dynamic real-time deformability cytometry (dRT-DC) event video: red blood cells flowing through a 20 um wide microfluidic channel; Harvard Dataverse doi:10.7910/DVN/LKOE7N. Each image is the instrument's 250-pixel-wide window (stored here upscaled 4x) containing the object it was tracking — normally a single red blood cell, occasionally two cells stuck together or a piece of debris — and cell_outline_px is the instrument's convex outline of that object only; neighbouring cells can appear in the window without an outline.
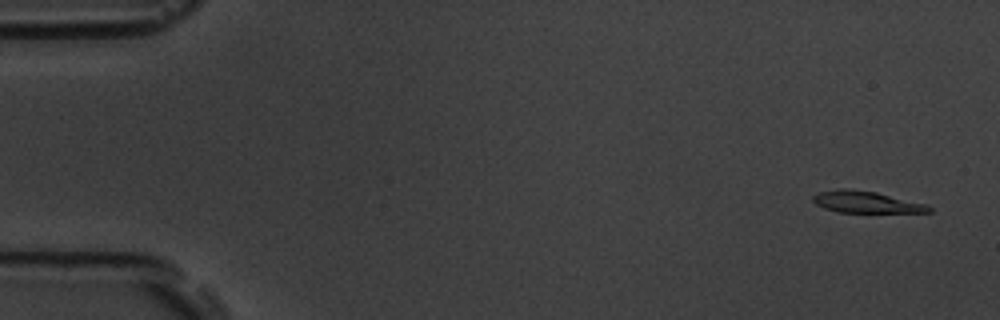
{"species": "common noctule bat (a hibernating species)", "species_latin": "Nyctalus noctula", "temperature_condition": "room temperature", "stored_images_in_passage": 9, "camera_frame_rate_fps": 3000, "um_per_image_px": 0.085, "animal": {"sex": "male", "body_mass_g": 19.5, "forearm_length_mm": 54.6}, "frame": {"image": 1, "passage_image": 1, "time_ms": 0.0, "image_size_px": [1000, 320], "cell_outline_px": [[932, 212], [836, 212], [824, 208], [816, 204], [812, 200], [812, 196], [820, 192], [840, 188], [848, 188], [876, 192], [928, 204], [932, 208]], "centroid_in_image_um": [73.63, 17.17], "position_along_channel_um": 11.4, "area_um2": 14.68}}